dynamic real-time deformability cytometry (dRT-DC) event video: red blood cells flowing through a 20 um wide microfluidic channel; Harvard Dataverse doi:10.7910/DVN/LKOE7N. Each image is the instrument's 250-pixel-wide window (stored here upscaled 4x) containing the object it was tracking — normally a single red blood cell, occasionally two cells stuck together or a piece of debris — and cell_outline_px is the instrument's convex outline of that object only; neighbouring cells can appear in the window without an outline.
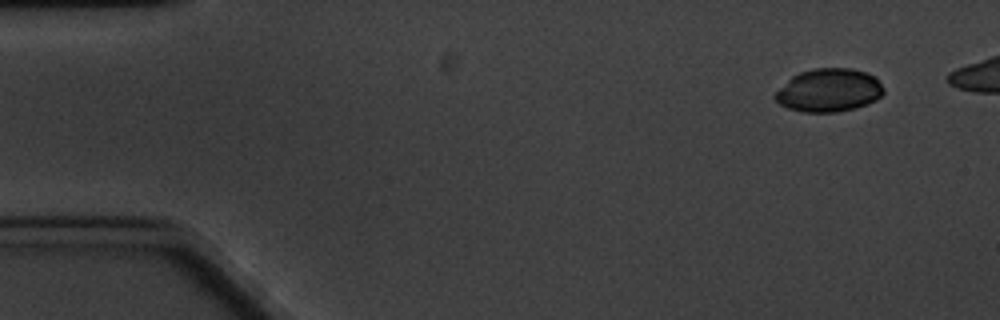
{"species": "common noctule bat (a hibernating species)", "species_latin": "Nyctalus noctula", "temperature_condition": "cold", "stored_images_in_passage": 7, "camera_frame_rate_fps": 3000, "um_per_image_px": 0.085, "animal": {"sex": "male", "body_mass_g": 20.1, "forearm_length_mm": 53.5}, "frame": {"image": 1, "passage_image": 1, "time_ms": 0.0, "image_size_px": [1000, 320], "cell_outline_px": [[884, 92], [876, 100], [868, 104], [836, 112], [804, 112], [788, 108], [780, 104], [772, 96], [792, 76], [800, 72], [812, 68], [852, 68], [868, 72], [876, 76], [884, 88]], "centroid_in_image_um": [70.48, 7.66], "position_along_channel_um": 14.5, "area_um2": 27.4}}